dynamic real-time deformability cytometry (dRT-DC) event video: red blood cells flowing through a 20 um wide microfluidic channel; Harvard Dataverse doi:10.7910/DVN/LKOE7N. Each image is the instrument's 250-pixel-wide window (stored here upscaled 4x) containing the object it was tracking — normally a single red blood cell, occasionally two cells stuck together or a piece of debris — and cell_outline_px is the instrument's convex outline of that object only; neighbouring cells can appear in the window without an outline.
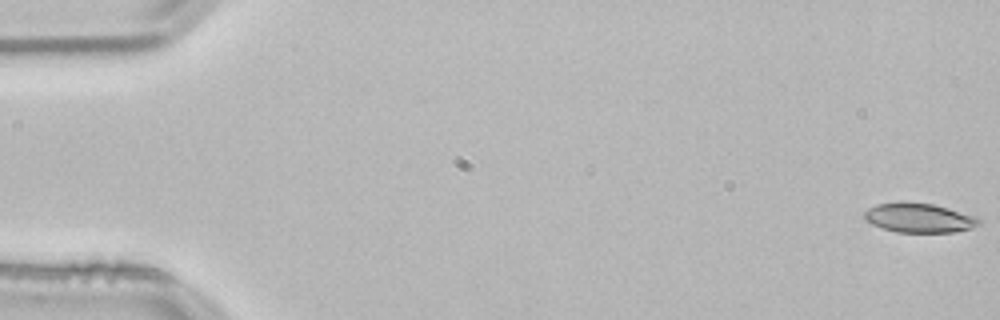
{"species": "common noctule bat (a hibernating species)", "species_latin": "Nyctalus noctula", "temperature_condition": "room temperature", "stored_images_in_passage": 54, "camera_frame_rate_fps": 3000, "um_per_image_px": 0.085, "animal": {"sex": "male", "body_mass_g": 21.5, "forearm_length_mm": 52.0}, "frame": {"image": 1, "passage_image": 1, "time_ms": 0.0, "image_size_px": [1000, 320], "cell_outline_px": [[980, 224], [972, 228], [952, 232], [896, 232], [880, 228], [864, 220], [864, 212], [868, 208], [876, 204], [900, 200], [932, 204], [948, 208], [976, 216], [980, 220]], "centroid_in_image_um": [78.07, 18.5], "position_along_channel_um": 6.9, "area_um2": 19.94}}
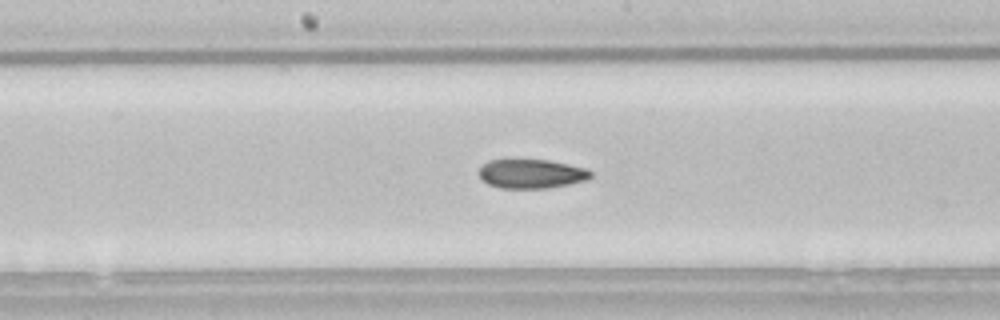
{"frame": {"image": 2, "passage_image": 28, "time_ms": 9.0, "image_size_px": [1000, 320], "cell_outline_px": [[592, 176], [588, 180], [548, 188], [500, 188], [488, 184], [480, 176], [480, 168], [488, 160], [548, 160], [568, 164], [584, 168], [592, 172]], "centroid_in_image_um": [45.19, 14.77], "position_along_channel_um": 203.0, "area_um2": 18.79}}
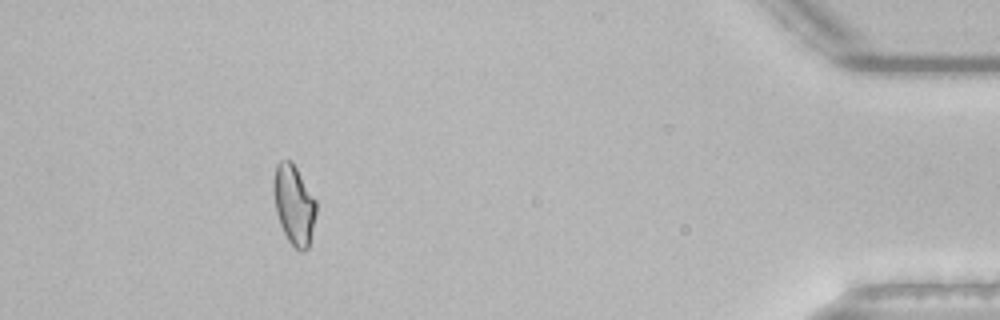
{"frame": {"image": 3, "passage_image": 49, "time_ms": 16.0, "image_size_px": [1000, 320], "cell_outline_px": [[316, 212], [308, 248], [304, 252], [300, 252], [288, 240], [280, 224], [276, 212], [272, 192], [272, 180], [276, 164], [280, 160], [292, 160], [316, 200]], "centroid_in_image_um": [24.96, 17.36], "position_along_channel_um": 410.2, "area_um2": 19.94}}